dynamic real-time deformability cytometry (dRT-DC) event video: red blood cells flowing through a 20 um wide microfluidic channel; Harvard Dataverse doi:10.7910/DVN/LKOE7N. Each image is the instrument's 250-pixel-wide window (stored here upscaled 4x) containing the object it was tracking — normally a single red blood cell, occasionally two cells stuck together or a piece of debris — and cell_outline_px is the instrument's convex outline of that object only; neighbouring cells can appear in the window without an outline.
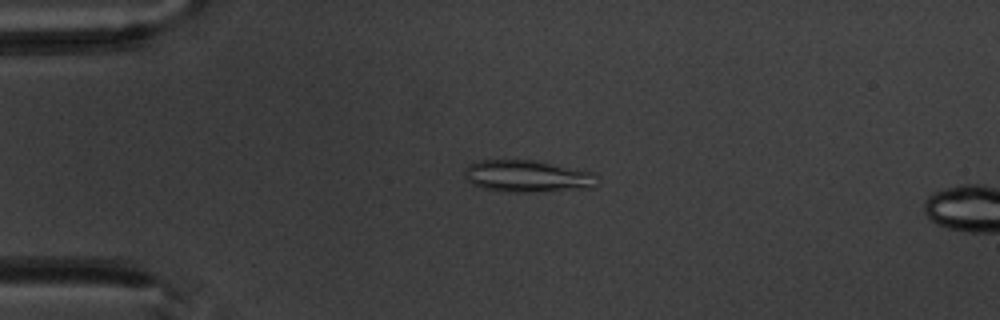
{"species": "common noctule bat (a hibernating species)", "species_latin": "Nyctalus noctula", "temperature_condition": "warm", "stored_images_in_passage": 5, "camera_frame_rate_fps": 3000, "um_per_image_px": 0.085, "animal": {"sex": "male", "body_mass_g": 20.1, "forearm_length_mm": 53.5}, "frame": {"image": 1, "passage_image": 4, "time_ms": 3.333, "image_size_px": [1000, 320], "cell_outline_px": [[596, 184], [592, 188], [544, 192], [504, 192], [484, 188], [472, 184], [464, 176], [464, 168], [468, 164], [480, 160], [536, 160], [592, 172], [596, 176]], "centroid_in_image_um": [44.81, 14.99], "position_along_channel_um": 40.2, "area_um2": 24.97}}